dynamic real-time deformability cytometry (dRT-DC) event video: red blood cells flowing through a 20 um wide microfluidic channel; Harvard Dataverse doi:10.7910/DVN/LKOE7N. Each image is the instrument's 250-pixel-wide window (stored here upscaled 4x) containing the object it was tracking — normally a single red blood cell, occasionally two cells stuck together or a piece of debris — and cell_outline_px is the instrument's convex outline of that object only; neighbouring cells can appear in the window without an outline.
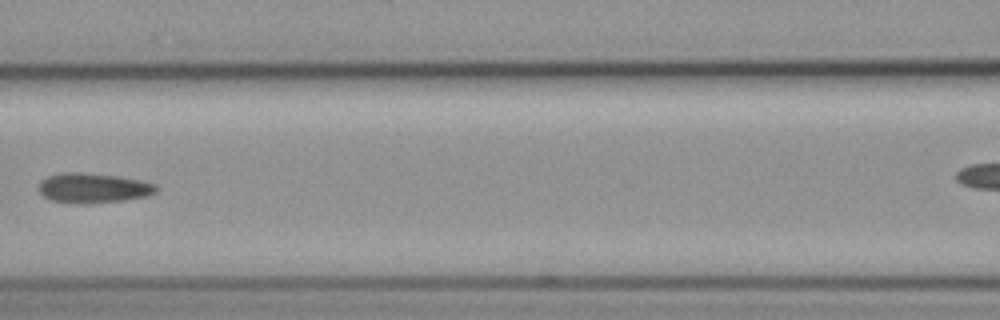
{"species": "common noctule bat (a hibernating species)", "species_latin": "Nyctalus noctula", "temperature_condition": "cold", "stored_images_in_passage": 8, "segment_of_instrument_passage": [1, 2], "camera_frame_rate_fps": 3000, "um_per_image_px": 0.085, "animal": {"sex": "female", "body_mass_g": 19.3, "forearm_length_mm": 54.1}, "frame": {"image": 1, "passage_image": 7, "time_ms": 7.333, "image_size_px": [1000, 320], "cell_outline_px": [[156, 192], [148, 196], [124, 200], [84, 204], [72, 204], [48, 200], [36, 188], [48, 176], [64, 172], [80, 172], [116, 176], [140, 180], [156, 184]], "centroid_in_image_um": [7.89, 16.0], "position_along_channel_um": 158.7, "area_um2": 20.52}}